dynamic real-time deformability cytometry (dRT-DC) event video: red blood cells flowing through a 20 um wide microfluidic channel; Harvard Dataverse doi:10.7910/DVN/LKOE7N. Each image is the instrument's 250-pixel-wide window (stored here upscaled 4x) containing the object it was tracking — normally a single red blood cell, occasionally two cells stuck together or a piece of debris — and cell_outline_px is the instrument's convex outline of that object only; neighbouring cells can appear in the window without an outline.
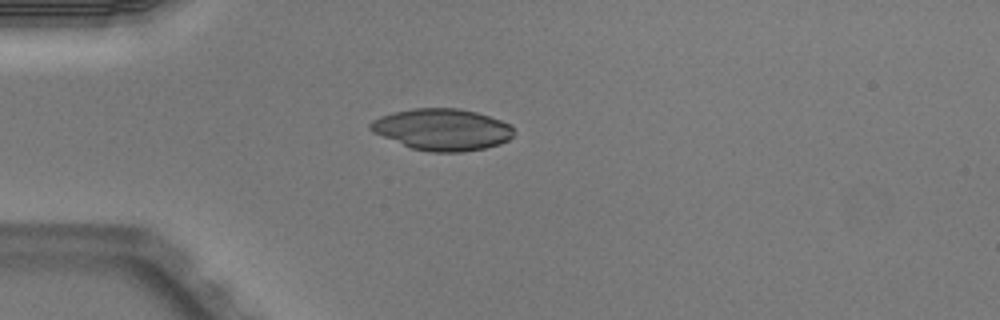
{"species": "Egyptian fruit bat (a non-hibernating species)", "species_latin": "Rousettus aegyptiacus", "temperature_condition": "warm", "stored_images_in_passage": 4, "camera_frame_rate_fps": 3000, "um_per_image_px": 0.085, "animal": {"sex": "male"}, "frame": {"image": 1, "passage_image": 4, "time_ms": 1.0, "image_size_px": [1000, 320], "cell_outline_px": [[512, 136], [508, 140], [500, 144], [484, 148], [464, 152], [432, 152], [412, 148], [372, 132], [368, 128], [368, 124], [372, 120], [380, 116], [392, 112], [412, 108], [460, 108], [476, 112], [512, 124]], "centroid_in_image_um": [37.57, 11.0], "position_along_channel_um": 47.4, "area_um2": 34.8}}